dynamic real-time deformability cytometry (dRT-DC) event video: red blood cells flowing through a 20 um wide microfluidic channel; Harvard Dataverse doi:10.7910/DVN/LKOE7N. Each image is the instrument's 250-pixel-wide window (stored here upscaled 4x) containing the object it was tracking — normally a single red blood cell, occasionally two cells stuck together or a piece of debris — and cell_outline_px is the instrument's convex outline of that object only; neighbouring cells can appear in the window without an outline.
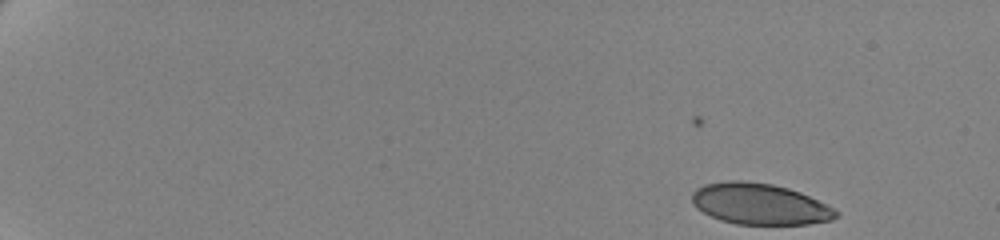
{"species": "human", "species_latin": "Homo sapiens", "temperature_condition": "cold", "stored_images_in_passage": 55, "camera_frame_rate_fps": 3000, "um_per_image_px": 0.085, "donor": {"sex": "female"}, "frame": {"image": 1, "passage_image": 1, "time_ms": 0.0, "image_size_px": [1000, 240], "cell_outline_px": [[840, 212], [832, 220], [808, 224], [736, 224], [720, 220], [696, 208], [692, 204], [692, 192], [696, 188], [704, 184], [728, 180], [744, 180], [772, 184], [788, 188], [800, 192]], "centroid_in_image_um": [64.53, 17.33], "position_along_channel_um": 20.5, "area_um2": 34.45}}
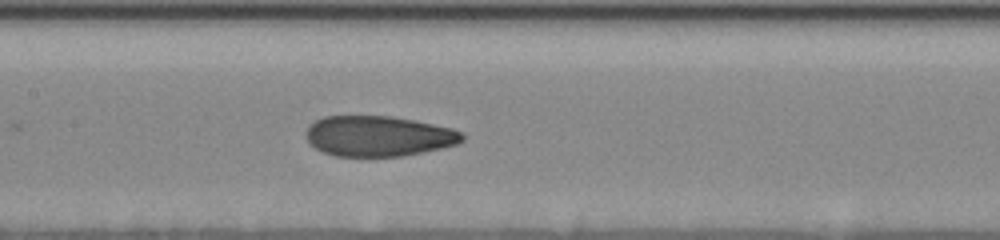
{"frame": {"image": 2, "passage_image": 28, "time_ms": 9.0, "image_size_px": [1000, 240], "cell_outline_px": [[464, 140], [456, 144], [424, 152], [404, 156], [332, 156], [308, 144], [308, 124], [324, 116], [392, 116], [452, 128], [460, 132], [464, 136]], "centroid_in_image_um": [32.15, 11.57], "position_along_channel_um": 175.2, "area_um2": 36.7}}
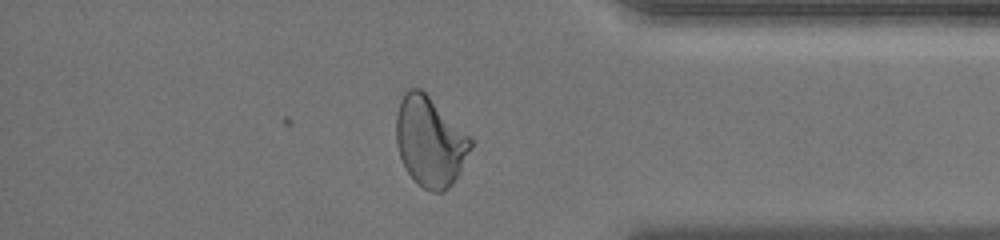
{"frame": {"image": 3, "passage_image": 48, "time_ms": 15.667, "image_size_px": [1000, 240], "cell_outline_px": [[472, 148], [460, 172], [452, 184], [444, 192], [432, 192], [424, 188], [408, 172], [400, 156], [396, 144], [396, 116], [400, 100], [404, 92], [408, 88], [420, 88], [472, 140]], "centroid_in_image_um": [36.53, 12.04], "position_along_channel_um": 398.7, "area_um2": 38.32}, "authors_computed_cell_mechanics": {"area_um2": 37.1654, "velocity_mm_per_s": 3.4887, "shape_relaxation_time_tau1_ms": 7.7144, "shape_relaxation_time_tau2_ms": 1.1974, "deformation_change_tau1": 0.2138, "deformation_change_tau2": 0.0738}}